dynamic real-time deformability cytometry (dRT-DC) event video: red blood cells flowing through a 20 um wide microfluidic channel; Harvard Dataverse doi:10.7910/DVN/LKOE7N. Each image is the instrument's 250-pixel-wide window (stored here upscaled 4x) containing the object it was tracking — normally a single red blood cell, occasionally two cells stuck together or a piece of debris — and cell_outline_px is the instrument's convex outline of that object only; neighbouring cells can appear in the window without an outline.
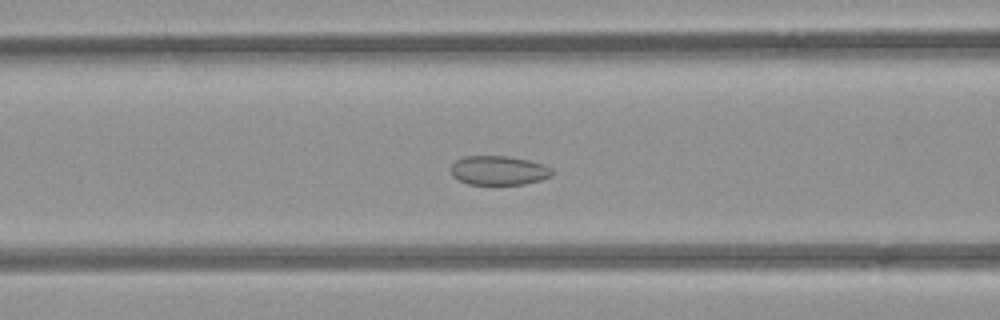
{"species": "common noctule bat (a hibernating species)", "species_latin": "Nyctalus noctula", "temperature_condition": "room temperature", "stored_images_in_passage": 53, "camera_frame_rate_fps": 3000, "um_per_image_px": 0.085, "animal": {"sex": "female", "body_mass_g": 21.9}, "frame": {"image": 1, "passage_image": 21, "time_ms": 6.667, "image_size_px": [1000, 320], "cell_outline_px": [[552, 176], [540, 180], [524, 184], [468, 184], [452, 176], [452, 164], [456, 160], [464, 156], [508, 156], [528, 160], [544, 164], [552, 168]], "centroid_in_image_um": [42.41, 14.48], "position_along_channel_um": 124.2, "area_um2": 17.17}}
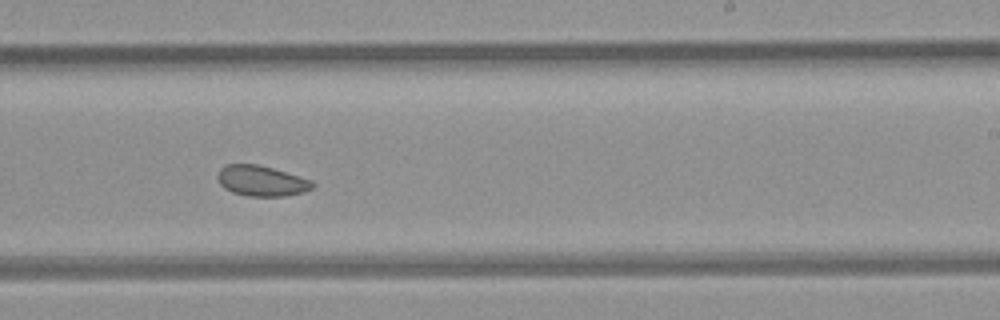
{"frame": {"image": 2, "passage_image": 32, "time_ms": 10.333, "image_size_px": [1000, 320], "cell_outline_px": [[316, 184], [312, 188], [304, 192], [288, 196], [248, 196], [232, 192], [224, 188], [220, 184], [216, 176], [220, 168], [224, 164], [256, 164], [272, 168], [312, 180]], "centroid_in_image_um": [22.21, 15.37], "position_along_channel_um": 266.8, "area_um2": 16.99}}
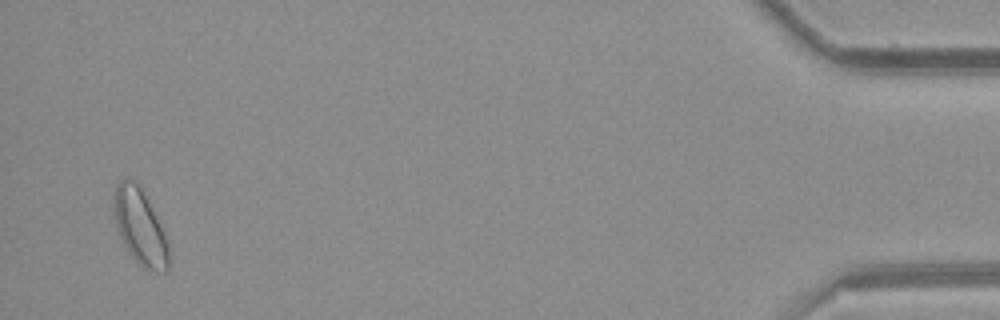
{"frame": {"image": 3, "passage_image": 51, "time_ms": 16.667, "image_size_px": [1000, 320], "cell_outline_px": [[168, 272], [156, 272], [144, 268], [128, 252], [120, 236], [116, 220], [112, 196], [120, 180], [128, 176], [136, 180], [140, 184], [160, 224], [168, 244]], "centroid_in_image_um": [11.9, 19.24], "position_along_channel_um": 423.3, "area_um2": 24.04}, "authors_computed_cell_mechanics": {"area_um2": 19.1896, "velocity_mm_per_s": 3.8917, "shape_relaxation_time_tau1_ms": null, "shape_relaxation_time_tau2_ms": 2.3044, "deformation_change_tau1": null, "deformation_change_tau2": 0.0673}}